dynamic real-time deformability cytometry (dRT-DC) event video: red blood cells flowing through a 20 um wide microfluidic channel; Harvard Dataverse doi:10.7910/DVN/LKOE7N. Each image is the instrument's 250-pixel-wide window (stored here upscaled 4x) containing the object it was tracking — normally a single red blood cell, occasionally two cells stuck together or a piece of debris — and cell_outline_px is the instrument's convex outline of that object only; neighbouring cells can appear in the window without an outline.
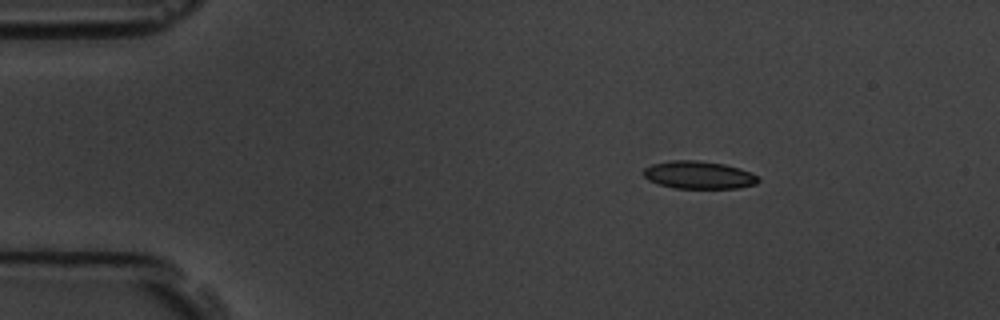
{"species": "common noctule bat (a hibernating species)", "species_latin": "Nyctalus noctula", "temperature_condition": "room temperature", "stored_images_in_passage": 4, "segment_of_instrument_passage": [1, 2], "camera_frame_rate_fps": 3000, "um_per_image_px": 0.085, "animal": {"sex": "male", "body_mass_g": 19.5, "forearm_length_mm": 54.6}, "frame": {"image": 1, "passage_image": 1, "time_ms": 0.0, "image_size_px": [1000, 320], "cell_outline_px": [[760, 180], [756, 184], [736, 188], [676, 188], [660, 184], [648, 180], [644, 176], [644, 168], [652, 164], [672, 160], [696, 160], [724, 164], [740, 168], [752, 172]], "centroid_in_image_um": [59.41, 14.87], "position_along_channel_um": 25.6, "area_um2": 18.44}}